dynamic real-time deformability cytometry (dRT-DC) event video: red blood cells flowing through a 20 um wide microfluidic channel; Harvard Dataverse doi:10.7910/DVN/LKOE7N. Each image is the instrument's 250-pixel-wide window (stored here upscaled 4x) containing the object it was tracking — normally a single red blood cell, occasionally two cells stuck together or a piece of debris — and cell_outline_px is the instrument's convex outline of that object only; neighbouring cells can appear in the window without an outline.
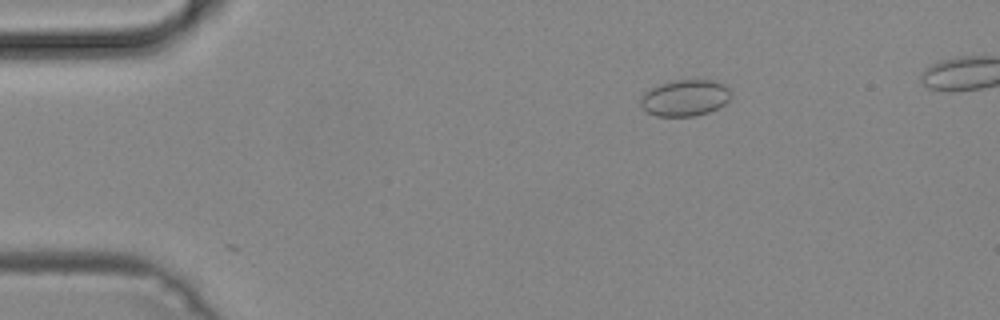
{"species": "common noctule bat (a hibernating species)", "species_latin": "Nyctalus noctula", "temperature_condition": "cold", "stored_images_in_passage": 35, "camera_frame_rate_fps": 3000, "um_per_image_px": 0.085, "animal": {"sex": "male", "body_mass_g": 19.2, "forearm_length_mm": 51.8}, "frame": {"image": 1, "passage_image": 2, "time_ms": 0.333, "image_size_px": [1000, 320], "cell_outline_px": [[732, 96], [724, 104], [708, 112], [696, 116], [656, 116], [648, 112], [640, 104], [640, 96], [644, 92], [660, 84], [672, 80], [712, 80], [728, 84], [732, 92]], "centroid_in_image_um": [58.26, 8.3], "position_along_channel_um": 26.7, "area_um2": 19.36}}
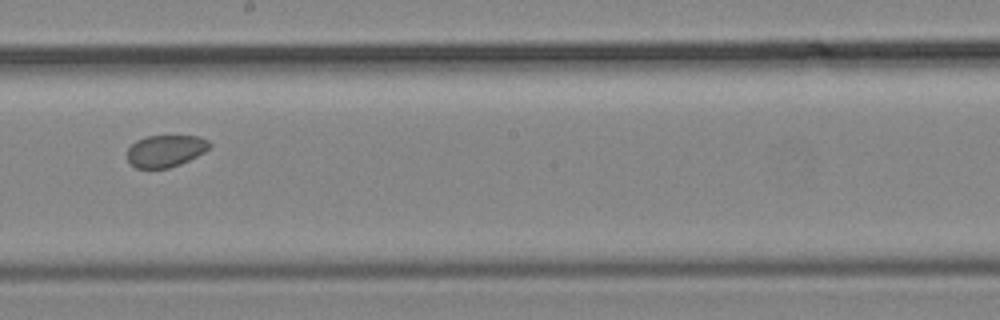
{"frame": {"image": 2, "passage_image": 22, "time_ms": 7.0, "image_size_px": [1000, 320], "cell_outline_px": [[212, 144], [204, 152], [180, 164], [168, 168], [136, 168], [128, 160], [128, 148], [136, 140], [148, 136], [200, 136], [208, 140]], "centroid_in_image_um": [14.08, 12.82], "position_along_channel_um": 234.1, "area_um2": 15.2}}
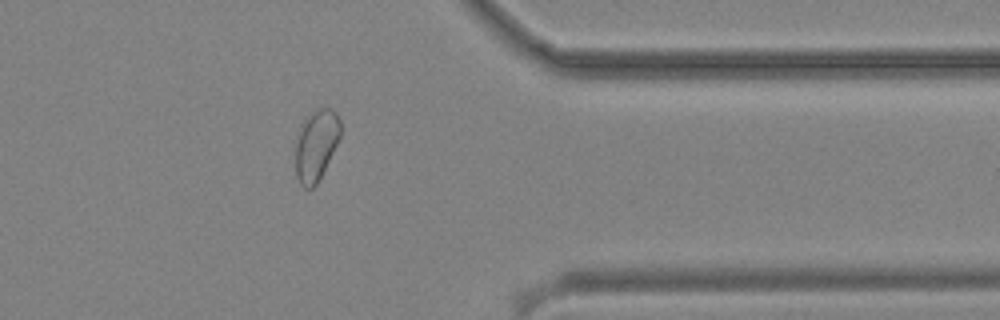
{"frame": {"image": 3, "passage_image": 34, "time_ms": 11.0, "image_size_px": [1000, 320], "cell_outline_px": [[340, 136], [316, 184], [312, 188], [304, 188], [300, 184], [296, 176], [296, 144], [300, 124], [312, 112], [320, 108], [332, 108], [336, 112], [340, 120]], "centroid_in_image_um": [26.85, 12.31], "position_along_channel_um": 384.5, "area_um2": 18.21}}